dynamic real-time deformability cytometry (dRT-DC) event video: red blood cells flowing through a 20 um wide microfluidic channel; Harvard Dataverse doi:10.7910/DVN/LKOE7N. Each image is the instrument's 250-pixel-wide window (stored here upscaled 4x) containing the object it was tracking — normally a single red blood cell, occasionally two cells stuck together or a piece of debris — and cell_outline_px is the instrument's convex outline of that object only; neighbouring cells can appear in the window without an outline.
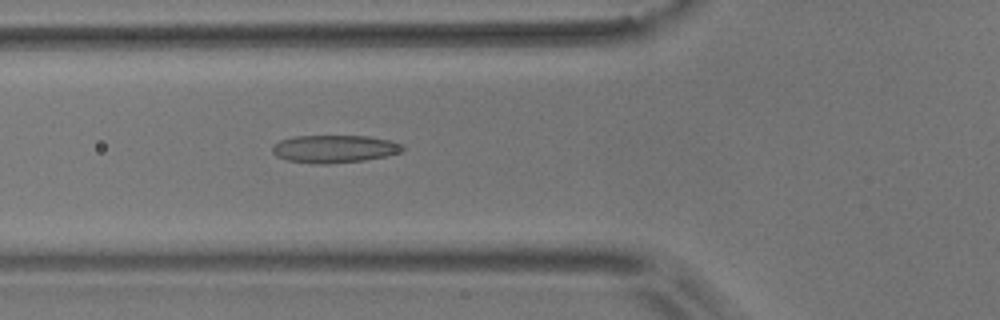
{"species": "common noctule bat (a hibernating species)", "species_latin": "Nyctalus noctula", "temperature_condition": "room temperature", "stored_images_in_passage": 31, "camera_frame_rate_fps": 3000, "um_per_image_px": 0.085, "animal": {"sex": "male", "body_mass_g": 17.9}, "frame": {"image": 1, "passage_image": 16, "time_ms": 5.0, "image_size_px": [1000, 320], "cell_outline_px": [[404, 148], [400, 152], [388, 156], [364, 160], [328, 164], [312, 164], [288, 160], [276, 156], [272, 152], [272, 144], [280, 140], [292, 136], [368, 136], [392, 140], [404, 144]], "centroid_in_image_um": [28.42, 12.65], "position_along_channel_um": 97.4, "area_um2": 21.33}}
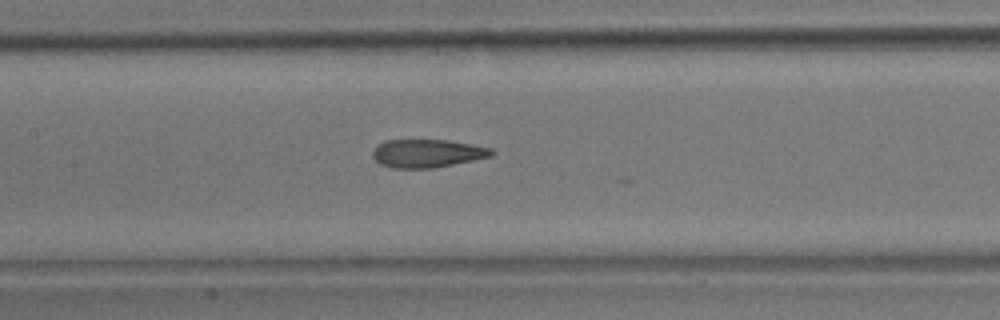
{"frame": {"image": 2, "passage_image": 22, "time_ms": 7.0, "image_size_px": [1000, 320], "cell_outline_px": [[496, 152], [492, 156], [432, 168], [392, 168], [380, 164], [372, 156], [372, 152], [384, 140], [448, 140], [472, 144], [492, 148]], "centroid_in_image_um": [36.33, 13.03], "position_along_channel_um": 171.1, "area_um2": 19.42}}
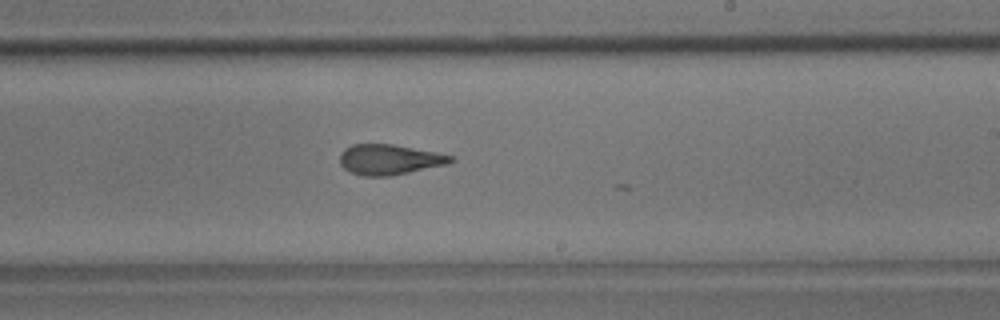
{"frame": {"image": 3, "passage_image": 29, "time_ms": 9.333, "image_size_px": [1000, 320], "cell_outline_px": [[456, 160], [448, 164], [388, 176], [360, 176], [348, 172], [340, 164], [340, 152], [344, 148], [352, 144], [392, 144], [436, 152], [452, 156]], "centroid_in_image_um": [33.06, 13.56], "position_along_channel_um": 255.9, "area_um2": 19.65}}